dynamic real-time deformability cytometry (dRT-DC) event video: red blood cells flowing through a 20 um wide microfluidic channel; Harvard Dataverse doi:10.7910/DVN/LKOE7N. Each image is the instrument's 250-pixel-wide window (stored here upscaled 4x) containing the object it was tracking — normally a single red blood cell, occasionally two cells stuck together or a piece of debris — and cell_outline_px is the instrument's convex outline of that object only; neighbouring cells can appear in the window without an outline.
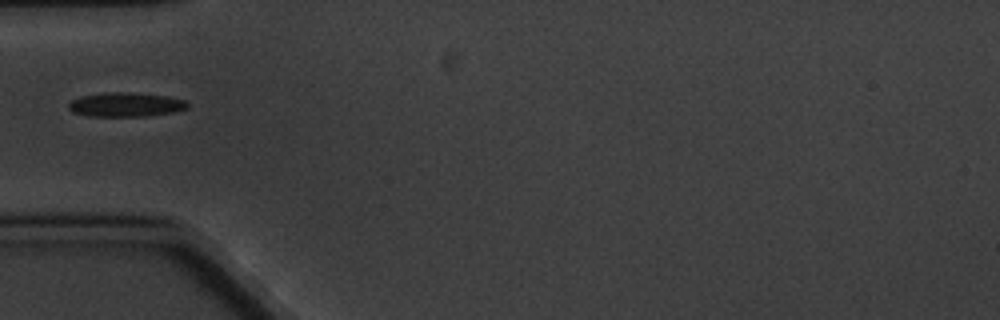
{"species": "common noctule bat (a hibernating species)", "species_latin": "Nyctalus noctula", "temperature_condition": "cold", "stored_images_in_passage": 1, "camera_frame_rate_fps": 3000, "um_per_image_px": 0.085, "animal": {"sex": "male", "body_mass_g": 20.1, "forearm_length_mm": 53.5}, "frame": {"image": 1, "passage_image": 1, "time_ms": 0.0, "image_size_px": [1000, 320], "cell_outline_px": [[188, 108], [172, 112], [148, 116], [88, 116], [72, 112], [68, 108], [68, 104], [72, 100], [80, 96], [108, 92], [128, 92], [168, 96], [184, 100], [188, 104]], "centroid_in_image_um": [10.66, 8.89], "position_along_channel_um": 74.3, "area_um2": 16.76}}